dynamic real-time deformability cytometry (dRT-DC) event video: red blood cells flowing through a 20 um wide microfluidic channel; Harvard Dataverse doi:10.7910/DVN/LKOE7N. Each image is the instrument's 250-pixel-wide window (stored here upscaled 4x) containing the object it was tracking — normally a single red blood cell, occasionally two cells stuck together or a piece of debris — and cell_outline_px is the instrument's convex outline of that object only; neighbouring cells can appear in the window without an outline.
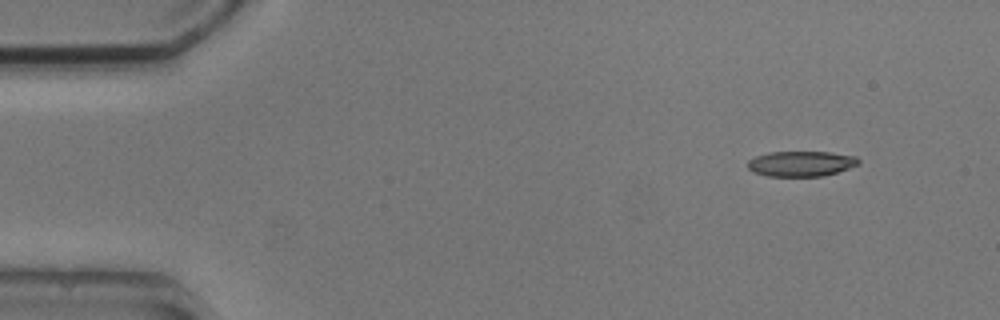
{"species": "common noctule bat (a hibernating species)", "species_latin": "Nyctalus noctula", "temperature_condition": "cold", "stored_images_in_passage": 3, "camera_frame_rate_fps": 3000, "um_per_image_px": 0.085, "animal": {"sex": "male", "body_mass_g": 20.5, "forearm_length_mm": 52.5}, "frame": {"image": 1, "passage_image": 1, "time_ms": 0.0, "image_size_px": [1000, 320], "cell_outline_px": [[860, 164], [824, 176], [768, 176], [752, 172], [748, 168], [748, 160], [756, 156], [768, 152], [832, 152], [856, 156], [860, 160]], "centroid_in_image_um": [68.09, 13.91], "position_along_channel_um": 16.9, "area_um2": 16.42}}
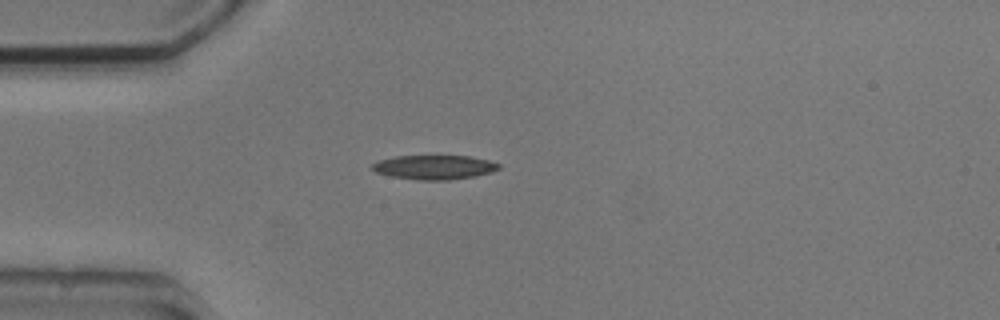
{"frame": {"image": 2, "passage_image": 3, "time_ms": 3.0, "image_size_px": [1000, 320], "cell_outline_px": [[500, 168], [492, 172], [472, 176], [448, 180], [420, 180], [392, 176], [376, 172], [372, 168], [372, 164], [380, 160], [396, 156], [468, 156], [488, 160], [500, 164]], "centroid_in_image_um": [36.93, 14.21], "position_along_channel_um": 48.1, "area_um2": 17.63}}